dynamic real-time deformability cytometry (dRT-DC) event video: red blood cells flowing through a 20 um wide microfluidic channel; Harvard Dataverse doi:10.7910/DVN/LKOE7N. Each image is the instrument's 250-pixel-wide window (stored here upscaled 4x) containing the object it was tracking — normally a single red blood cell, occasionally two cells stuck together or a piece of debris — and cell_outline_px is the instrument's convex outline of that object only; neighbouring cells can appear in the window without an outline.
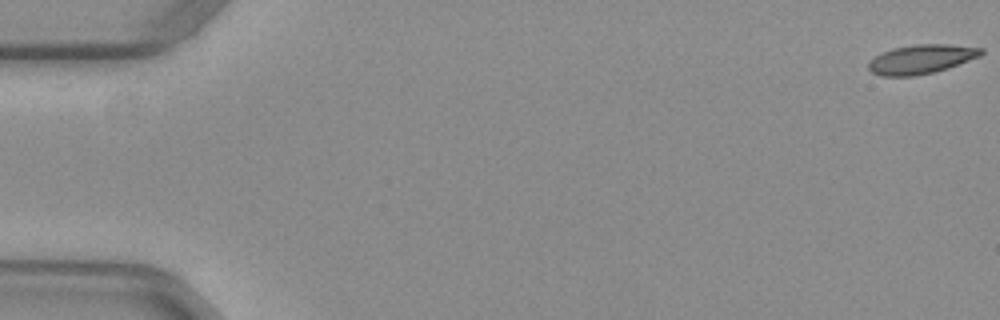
{"species": "common noctule bat (a hibernating species)", "species_latin": "Nyctalus noctula", "temperature_condition": "warm", "stored_images_in_passage": 42, "camera_frame_rate_fps": 3000, "um_per_image_px": 0.085, "animal": {"sex": "female", "body_mass_g": 29.2, "forearm_length_mm": 56.3}, "frame": {"image": 1, "passage_image": 1, "time_ms": 0.0, "image_size_px": [1000, 320], "cell_outline_px": [[984, 52], [980, 56], [948, 68], [916, 76], [880, 76], [872, 72], [868, 68], [868, 60], [880, 52], [892, 48], [916, 44], [948, 44], [984, 48]], "centroid_in_image_um": [78.27, 5.02], "position_along_channel_um": 6.7, "area_um2": 19.31}}
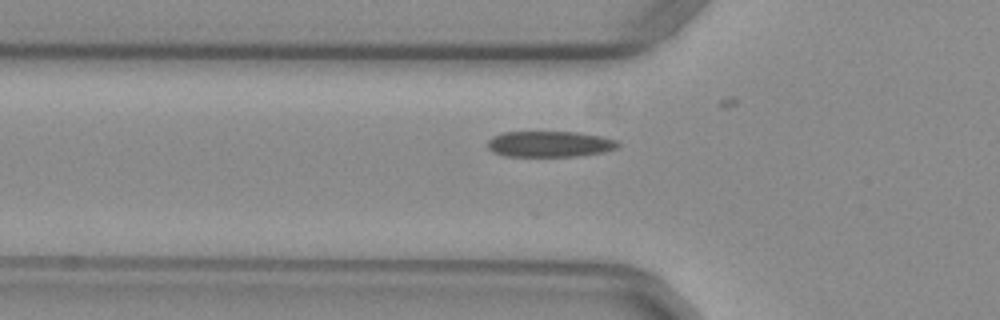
{"frame": {"image": 2, "passage_image": 19, "time_ms": 6.0, "image_size_px": [1000, 320], "cell_outline_px": [[620, 148], [604, 152], [576, 156], [508, 156], [492, 152], [488, 148], [488, 140], [492, 136], [504, 132], [576, 132], [604, 136], [620, 140]], "centroid_in_image_um": [46.8, 12.24], "position_along_channel_um": 79.0, "area_um2": 19.94}}
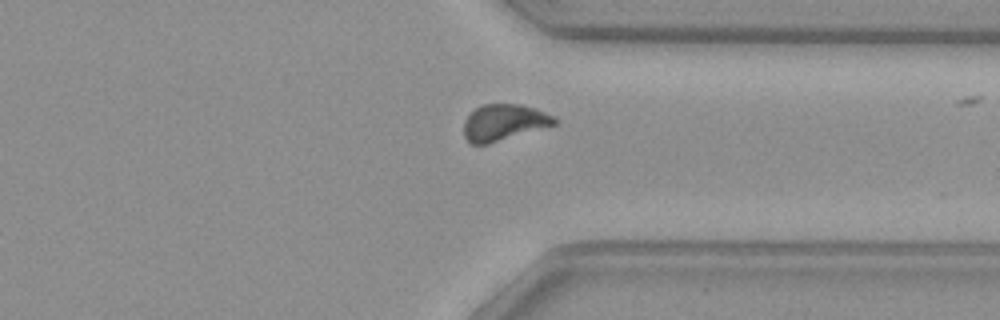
{"frame": {"image": 3, "passage_image": 41, "time_ms": 13.333, "image_size_px": [1000, 320], "cell_outline_px": [[560, 120], [556, 124], [488, 144], [468, 144], [464, 136], [464, 120], [480, 104], [520, 104], [536, 108]], "centroid_in_image_um": [42.81, 10.41], "position_along_channel_um": 368.6, "area_um2": 19.19}}